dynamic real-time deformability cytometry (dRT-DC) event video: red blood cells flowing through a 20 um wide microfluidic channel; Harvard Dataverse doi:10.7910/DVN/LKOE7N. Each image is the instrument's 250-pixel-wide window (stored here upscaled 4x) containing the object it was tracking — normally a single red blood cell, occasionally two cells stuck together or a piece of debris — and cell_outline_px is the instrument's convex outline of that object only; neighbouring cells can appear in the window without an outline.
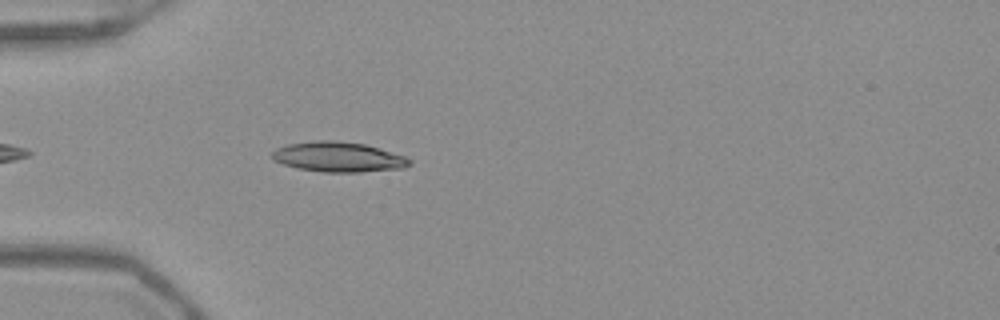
{"species": "Egyptian fruit bat (a non-hibernating species)", "species_latin": "Rousettus aegyptiacus", "temperature_condition": "warm", "stored_images_in_passage": 38, "camera_frame_rate_fps": 3000, "um_per_image_px": 0.085, "frame": {"image": 1, "passage_image": 4, "time_ms": 1.0, "image_size_px": [1000, 320], "cell_outline_px": [[412, 164], [404, 168], [360, 172], [324, 172], [300, 168], [284, 164], [272, 160], [272, 152], [276, 148], [288, 144], [316, 140], [336, 140], [364, 144], [380, 148], [404, 156], [412, 160]], "centroid_in_image_um": [28.78, 13.33], "position_along_channel_um": 56.2, "area_um2": 24.04}}
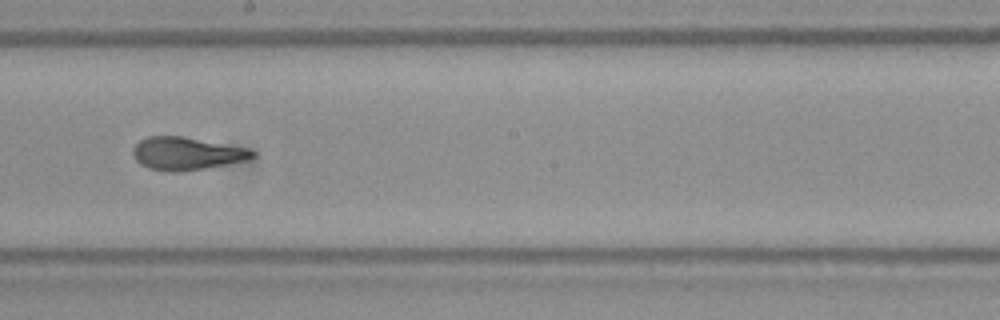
{"frame": {"image": 2, "passage_image": 18, "time_ms": 5.667, "image_size_px": [1000, 320], "cell_outline_px": [[256, 156], [248, 160], [204, 168], [180, 172], [168, 172], [148, 168], [140, 164], [132, 156], [132, 148], [140, 140], [148, 136], [184, 136], [248, 148], [256, 152]], "centroid_in_image_um": [15.85, 13.05], "position_along_channel_um": 232.4, "area_um2": 23.06}}
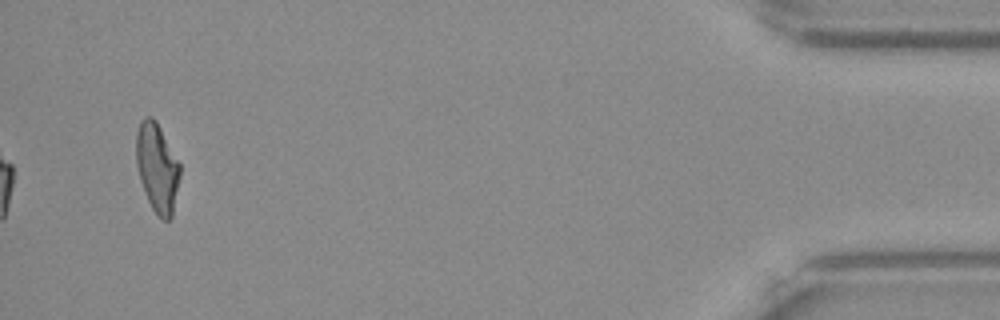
{"frame": {"image": 3, "passage_image": 38, "time_ms": 12.333, "image_size_px": [1000, 320], "cell_outline_px": [[180, 176], [172, 216], [168, 220], [164, 220], [152, 208], [144, 192], [140, 180], [136, 164], [136, 132], [140, 120], [144, 116], [152, 116], [156, 120], [180, 164]], "centroid_in_image_um": [13.34, 14.21], "position_along_channel_um": 421.9, "area_um2": 22.66}, "authors_computed_cell_mechanics": {"area_um2": 22.3686, "velocity_mm_per_s": 3.9414, "shape_relaxation_time_tau1_ms": 5.4405, "shape_relaxation_time_tau2_ms": 1.1579, "deformation_change_tau1": 0.1993, "deformation_change_tau2": 0.0826}}